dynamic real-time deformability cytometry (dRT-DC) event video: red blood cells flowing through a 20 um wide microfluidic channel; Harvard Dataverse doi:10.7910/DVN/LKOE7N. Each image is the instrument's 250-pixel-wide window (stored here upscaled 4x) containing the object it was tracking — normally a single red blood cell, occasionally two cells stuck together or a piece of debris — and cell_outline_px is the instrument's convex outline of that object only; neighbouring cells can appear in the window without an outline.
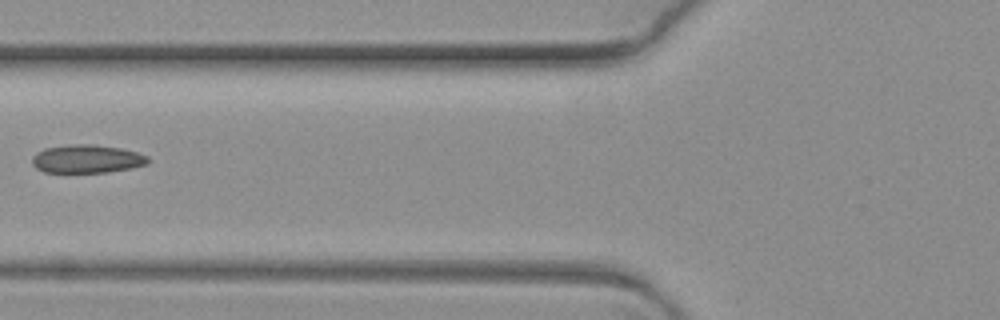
{"species": "common noctule bat (a hibernating species)", "species_latin": "Nyctalus noctula", "temperature_condition": "warm", "stored_images_in_passage": 11, "camera_frame_rate_fps": 3000, "um_per_image_px": 0.085, "animal": {"sex": "female", "body_mass_g": 19.3, "forearm_length_mm": 54.1}, "frame": {"image": 1, "passage_image": 7, "time_ms": 2.0, "image_size_px": [1000, 320], "cell_outline_px": [[148, 164], [108, 172], [44, 172], [36, 168], [32, 164], [32, 156], [36, 152], [44, 148], [76, 144], [92, 144], [120, 148], [136, 152], [148, 156]], "centroid_in_image_um": [7.35, 13.5], "position_along_channel_um": 118.4, "area_um2": 18.96}}
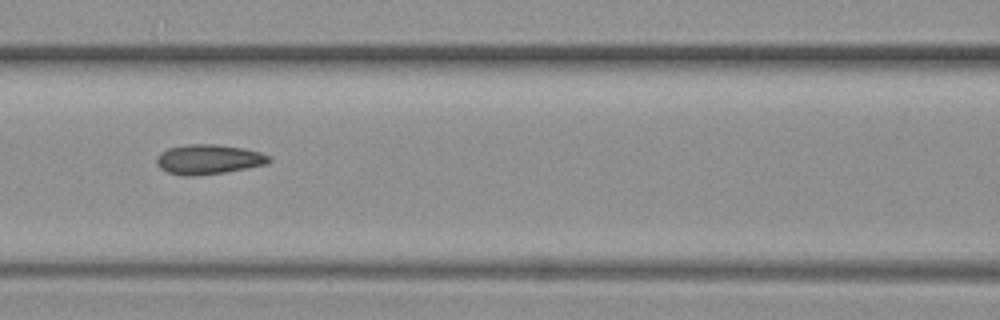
{"frame": {"image": 2, "passage_image": 8, "time_ms": 2.333, "image_size_px": [1000, 320], "cell_outline_px": [[272, 160], [268, 164], [248, 168], [224, 172], [196, 176], [184, 176], [168, 172], [160, 168], [156, 164], [156, 156], [160, 152], [168, 148], [188, 144], [216, 144], [244, 148], [260, 152], [268, 156]], "centroid_in_image_um": [17.71, 13.54], "position_along_channel_um": 148.9, "area_um2": 19.65}}
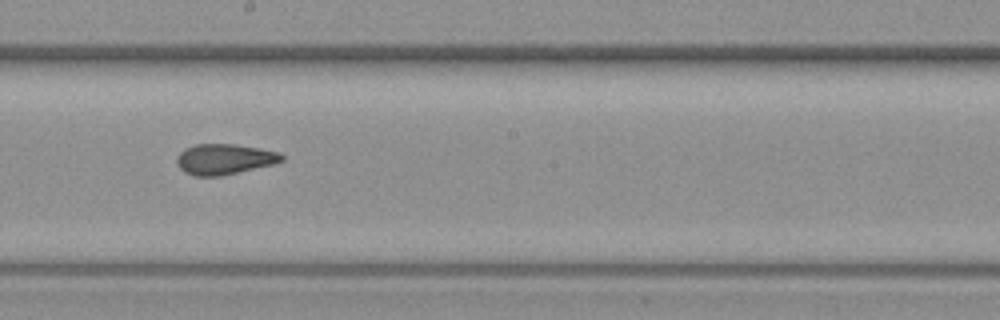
{"frame": {"image": 3, "passage_image": 10, "time_ms": 3.0, "image_size_px": [1000, 320], "cell_outline_px": [[284, 160], [272, 164], [220, 176], [192, 176], [184, 172], [176, 164], [176, 156], [184, 148], [196, 144], [236, 144], [260, 148], [276, 152], [284, 156]], "centroid_in_image_um": [19.01, 13.52], "position_along_channel_um": 229.2, "area_um2": 18.67}}